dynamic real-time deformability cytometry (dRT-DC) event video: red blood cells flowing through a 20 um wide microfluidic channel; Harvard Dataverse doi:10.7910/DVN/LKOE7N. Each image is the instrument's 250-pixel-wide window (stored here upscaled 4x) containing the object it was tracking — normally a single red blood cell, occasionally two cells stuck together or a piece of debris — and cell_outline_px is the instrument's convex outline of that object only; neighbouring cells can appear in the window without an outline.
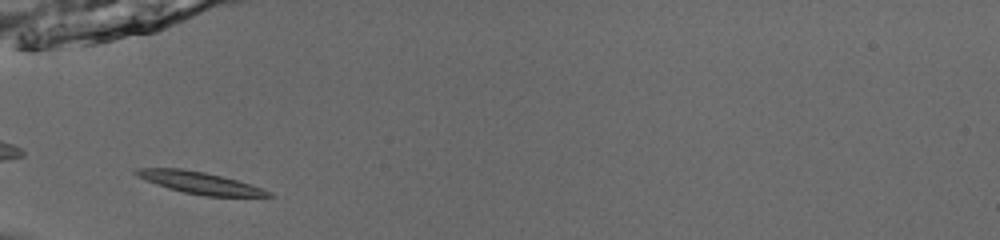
{"species": "common noctule bat (a hibernating species)", "species_latin": "Nyctalus noctula", "temperature_condition": "room temperature", "stored_images_in_passage": 35, "camera_frame_rate_fps": 3000, "um_per_image_px": 0.085, "animal": {"sex": "male", "body_mass_g": 13.0, "forearm_length_mm": 53.1}, "frame": {"image": 1, "passage_image": 1, "time_ms": 0.0, "image_size_px": [1000, 240], "cell_outline_px": [[272, 196], [204, 196], [184, 192], [168, 188], [156, 184], [132, 172], [136, 168], [180, 168], [204, 172], [236, 180], [264, 188], [272, 192]], "centroid_in_image_um": [17.0, 15.53], "position_along_channel_um": 68.0, "area_um2": 16.59}}
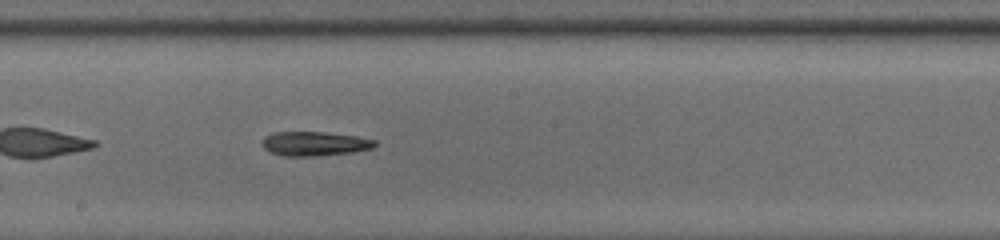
{"frame": {"image": 2, "passage_image": 13, "time_ms": 4.0, "image_size_px": [1000, 240], "cell_outline_px": [[376, 144], [372, 148], [352, 152], [316, 156], [284, 156], [268, 152], [260, 144], [260, 140], [264, 136], [272, 132], [324, 132], [356, 136], [376, 140]], "centroid_in_image_um": [26.66, 12.21], "position_along_channel_um": 221.5, "area_um2": 16.13}}
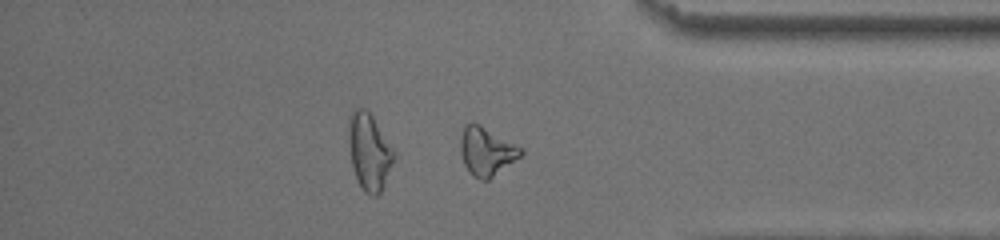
{"frame": {"image": 3, "passage_image": 27, "time_ms": 8.667, "image_size_px": [1000, 240], "cell_outline_px": [[524, 152], [520, 156], [488, 180], [480, 180], [472, 176], [468, 172], [464, 164], [460, 152], [460, 136], [464, 124], [472, 120], [480, 124], [524, 148]], "centroid_in_image_um": [41.32, 12.83], "position_along_channel_um": 393.9, "area_um2": 17.34}, "authors_computed_cell_mechanics": {"area_um2": 16.1262, "velocity_mm_per_s": 3.885, "shape_relaxation_time_tau1_ms": 7.9546, "shape_relaxation_time_tau2_ms": null, "deformation_change_tau1": 0.2462, "deformation_change_tau2": null}}